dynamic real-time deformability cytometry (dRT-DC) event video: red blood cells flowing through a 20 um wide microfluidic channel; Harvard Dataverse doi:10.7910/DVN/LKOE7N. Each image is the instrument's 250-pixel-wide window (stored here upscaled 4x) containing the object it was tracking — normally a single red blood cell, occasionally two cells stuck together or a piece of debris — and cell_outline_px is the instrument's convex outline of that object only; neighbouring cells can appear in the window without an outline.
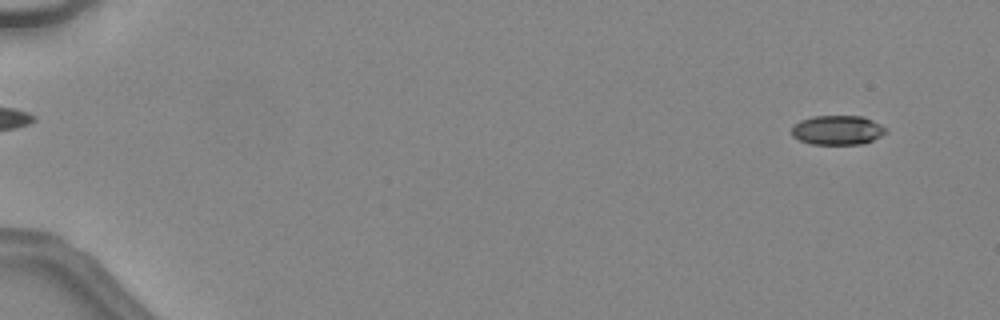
{"species": "common noctule bat (a hibernating species)", "species_latin": "Nyctalus noctula", "temperature_condition": "warm", "stored_images_in_passage": 47, "camera_frame_rate_fps": 3000, "um_per_image_px": 0.085, "animal": {"sex": "female", "body_mass_g": 24.6, "forearm_length_mm": 56.2}, "frame": {"image": 1, "passage_image": 3, "time_ms": 0.667, "image_size_px": [1000, 320], "cell_outline_px": [[888, 132], [864, 144], [812, 144], [800, 140], [792, 136], [792, 128], [800, 120], [812, 116], [864, 116], [888, 128]], "centroid_in_image_um": [71.22, 11.05], "position_along_channel_um": 13.8, "area_um2": 16.18}}
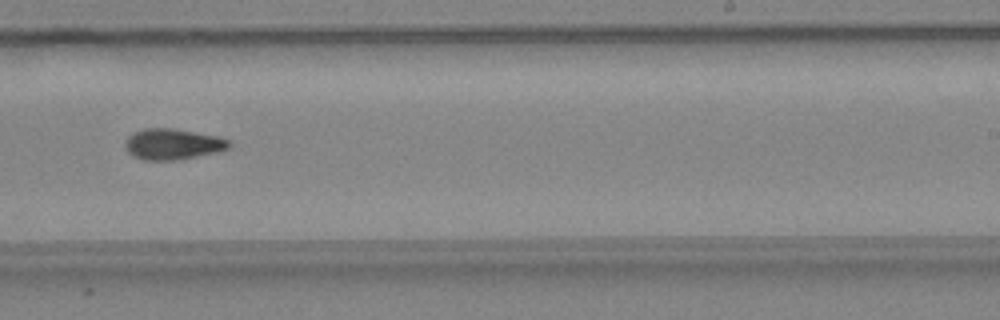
{"frame": {"image": 2, "passage_image": 31, "time_ms": 10.0, "image_size_px": [1000, 320], "cell_outline_px": [[232, 144], [228, 148], [216, 152], [176, 160], [144, 160], [132, 156], [128, 152], [124, 144], [124, 140], [132, 132], [144, 128], [172, 128], [216, 136], [228, 140]], "centroid_in_image_um": [14.62, 12.25], "position_along_channel_um": 274.4, "area_um2": 18.67}}
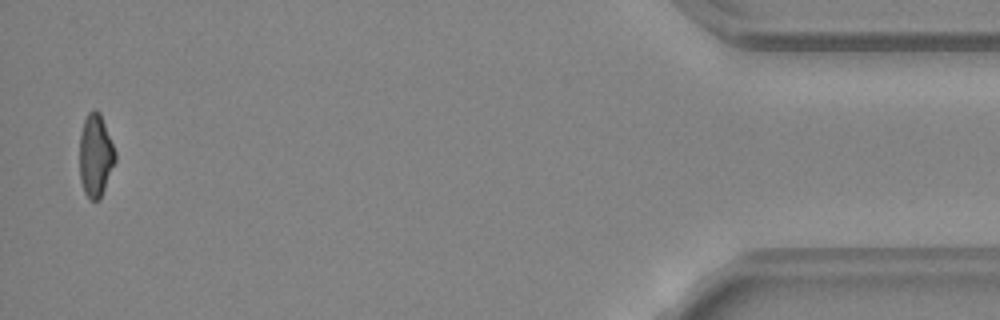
{"frame": {"image": 3, "passage_image": 46, "time_ms": 15.0, "image_size_px": [1000, 320], "cell_outline_px": [[116, 160], [100, 200], [92, 200], [84, 192], [80, 180], [80, 132], [84, 120], [88, 112], [92, 108], [100, 112], [116, 152]], "centroid_in_image_um": [8.12, 13.2], "position_along_channel_um": 427.1, "area_um2": 17.28}}